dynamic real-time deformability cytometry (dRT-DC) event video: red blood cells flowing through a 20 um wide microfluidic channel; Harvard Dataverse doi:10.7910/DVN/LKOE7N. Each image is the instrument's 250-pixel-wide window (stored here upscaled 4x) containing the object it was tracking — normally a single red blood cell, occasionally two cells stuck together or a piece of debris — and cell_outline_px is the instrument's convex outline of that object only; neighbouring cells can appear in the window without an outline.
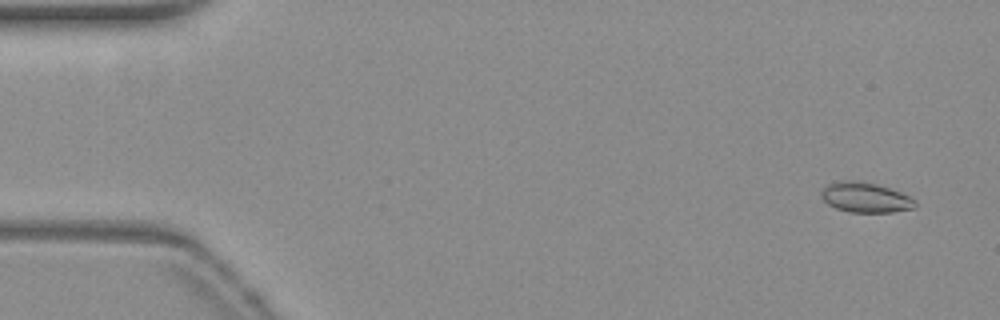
{"species": "common noctule bat (a hibernating species)", "species_latin": "Nyctalus noctula", "temperature_condition": "warm", "stored_images_in_passage": 54, "camera_frame_rate_fps": 3000, "um_per_image_px": 0.085, "animal": {"sex": "female", "body_mass_g": 19.3, "forearm_length_mm": 54.1}, "frame": {"image": 1, "passage_image": 3, "time_ms": 0.667, "image_size_px": [1000, 320], "cell_outline_px": [[916, 208], [892, 212], [848, 212], [836, 208], [828, 204], [820, 196], [820, 192], [828, 184], [840, 180], [860, 180], [876, 184], [912, 196], [916, 200]], "centroid_in_image_um": [73.57, 16.78], "position_along_channel_um": 11.4, "area_um2": 16.65}}
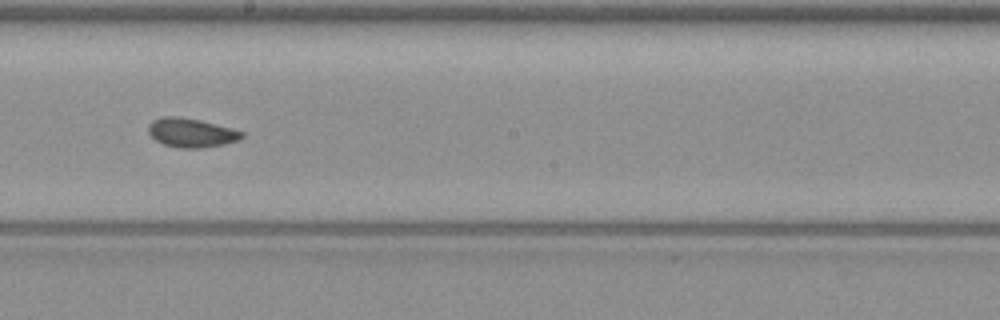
{"frame": {"image": 2, "passage_image": 30, "time_ms": 9.667, "image_size_px": [1000, 320], "cell_outline_px": [[244, 136], [240, 140], [224, 144], [200, 148], [180, 148], [164, 144], [156, 140], [148, 132], [148, 124], [152, 120], [164, 116], [180, 116], [200, 120], [232, 128], [244, 132]], "centroid_in_image_um": [16.27, 11.27], "position_along_channel_um": 231.9, "area_um2": 15.9}}
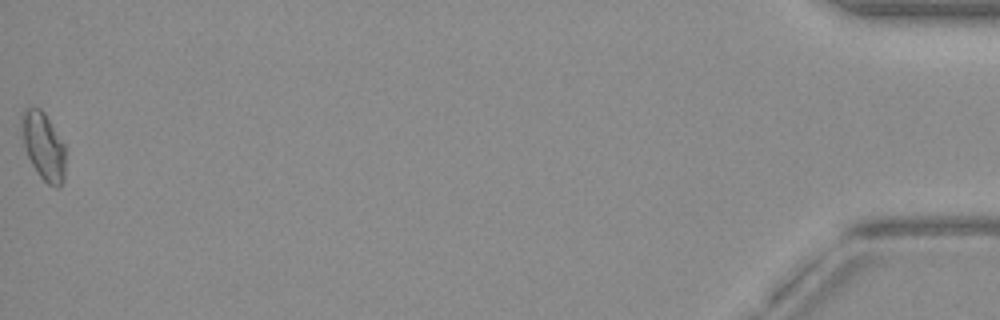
{"frame": {"image": 3, "passage_image": 54, "time_ms": 17.667, "image_size_px": [1000, 320], "cell_outline_px": [[64, 180], [60, 188], [56, 188], [48, 184], [36, 172], [24, 148], [20, 136], [20, 116], [24, 108], [40, 108], [44, 112], [64, 144]], "centroid_in_image_um": [3.65, 12.41], "position_along_channel_um": 431.6, "area_um2": 17.51}, "authors_computed_cell_mechanics": {"area_um2": 15.895, "velocity_mm_per_s": 3.8283, "shape_relaxation_time_tau1_ms": null, "shape_relaxation_time_tau2_ms": 1.462, "deformation_change_tau1": null, "deformation_change_tau2": 0.0397}}